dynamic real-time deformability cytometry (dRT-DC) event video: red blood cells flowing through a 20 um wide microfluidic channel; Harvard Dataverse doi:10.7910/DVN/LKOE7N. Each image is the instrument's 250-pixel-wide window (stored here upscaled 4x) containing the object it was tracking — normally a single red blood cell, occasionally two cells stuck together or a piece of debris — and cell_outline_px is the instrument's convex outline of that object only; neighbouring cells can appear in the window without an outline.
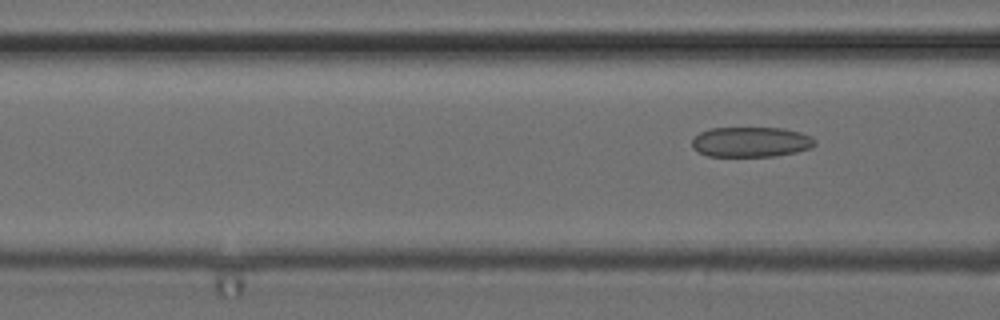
{"species": "common noctule bat (a hibernating species)", "species_latin": "Nyctalus noctula", "temperature_condition": "cold", "stored_images_in_passage": 16, "camera_frame_rate_fps": 3000, "um_per_image_px": 0.085, "animal": {"sex": "female", "body_mass_g": 24.6, "forearm_length_mm": 56.2}, "frame": {"image": 1, "passage_image": 16, "time_ms": 5.0, "image_size_px": [1000, 320], "cell_outline_px": [[816, 144], [812, 148], [796, 152], [776, 156], [708, 156], [692, 148], [692, 140], [700, 132], [708, 128], [784, 128], [800, 132], [812, 136], [816, 140]], "centroid_in_image_um": [63.86, 12.06], "position_along_channel_um": 102.7, "area_um2": 21.73}}